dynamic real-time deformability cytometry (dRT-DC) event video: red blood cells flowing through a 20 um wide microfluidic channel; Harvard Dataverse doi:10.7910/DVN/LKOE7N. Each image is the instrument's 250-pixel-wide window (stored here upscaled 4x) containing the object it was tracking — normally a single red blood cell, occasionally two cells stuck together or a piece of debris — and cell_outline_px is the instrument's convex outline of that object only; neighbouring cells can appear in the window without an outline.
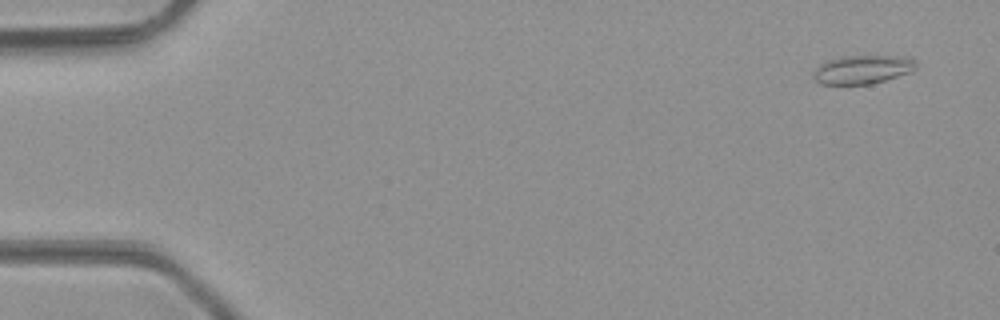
{"species": "common noctule bat (a hibernating species)", "species_latin": "Nyctalus noctula", "temperature_condition": "room temperature", "stored_images_in_passage": 49, "camera_frame_rate_fps": 3000, "um_per_image_px": 0.085, "animal": {"sex": "male", "body_mass_g": 23.1, "forearm_length_mm": 52.7}, "frame": {"image": 1, "passage_image": 3, "time_ms": 0.667, "image_size_px": [1000, 320], "cell_outline_px": [[916, 68], [912, 72], [872, 84], [820, 84], [812, 76], [816, 68], [820, 64], [828, 60], [840, 56], [912, 56], [916, 60]], "centroid_in_image_um": [73.36, 5.9], "position_along_channel_um": 11.6, "area_um2": 17.34}}
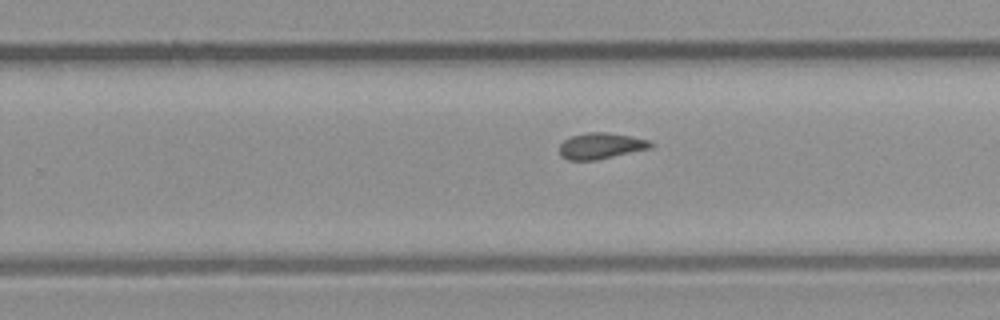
{"frame": {"image": 2, "passage_image": 31, "time_ms": 10.0, "image_size_px": [1000, 320], "cell_outline_px": [[652, 148], [596, 160], [568, 160], [560, 156], [560, 144], [564, 140], [572, 136], [588, 132], [604, 132], [628, 136], [648, 140], [652, 144]], "centroid_in_image_um": [51.04, 12.41], "position_along_channel_um": 278.8, "area_um2": 13.7}}
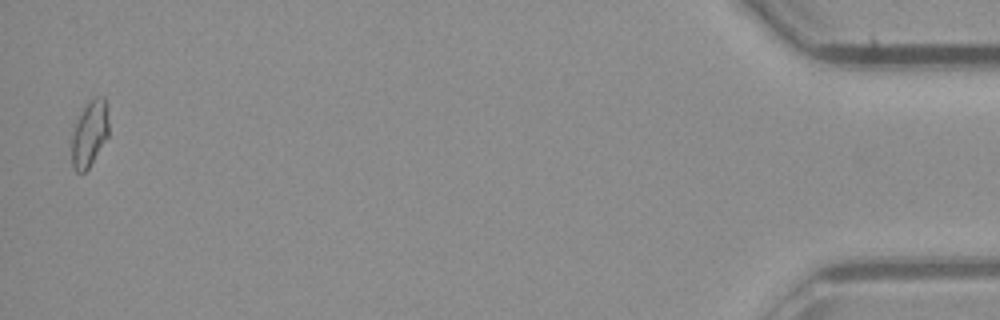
{"frame": {"image": 3, "passage_image": 48, "time_ms": 15.667, "image_size_px": [1000, 320], "cell_outline_px": [[108, 136], [88, 168], [84, 172], [76, 172], [72, 164], [72, 136], [76, 124], [84, 108], [96, 96], [104, 96], [108, 120]], "centroid_in_image_um": [7.62, 11.39], "position_along_channel_um": 427.6, "area_um2": 13.7}, "authors_computed_cell_mechanics": {"area_um2": 14.0454, "velocity_mm_per_s": 4.2968, "shape_relaxation_time_tau1_ms": null, "shape_relaxation_time_tau2_ms": 10.3499, "deformation_change_tau1": null, "deformation_change_tau2": 0.1228}}